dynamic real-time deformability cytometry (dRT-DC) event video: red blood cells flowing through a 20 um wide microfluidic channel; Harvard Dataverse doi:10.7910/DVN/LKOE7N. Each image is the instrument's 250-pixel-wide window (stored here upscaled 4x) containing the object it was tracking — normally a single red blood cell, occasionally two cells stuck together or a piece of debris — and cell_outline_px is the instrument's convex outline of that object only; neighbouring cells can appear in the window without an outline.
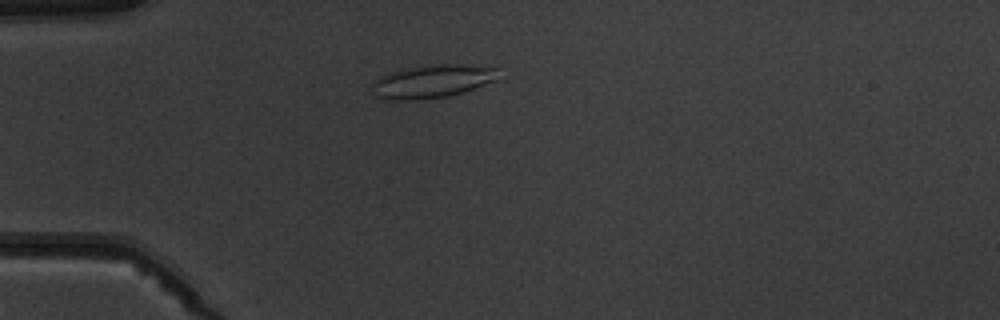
{"species": "common noctule bat (a hibernating species)", "species_latin": "Nyctalus noctula", "temperature_condition": "warm", "stored_images_in_passage": 3, "camera_frame_rate_fps": 3000, "um_per_image_px": 0.085, "animal": {"sex": "male", "body_mass_g": 19.5, "forearm_length_mm": 54.6}, "frame": {"image": 1, "passage_image": 3, "time_ms": 2.333, "image_size_px": [1000, 320], "cell_outline_px": [[496, 80], [448, 96], [416, 100], [396, 100], [372, 96], [372, 80], [388, 72], [408, 68], [440, 64], [460, 64], [496, 68]], "centroid_in_image_um": [36.63, 6.92], "position_along_channel_um": 48.4, "area_um2": 24.04}}